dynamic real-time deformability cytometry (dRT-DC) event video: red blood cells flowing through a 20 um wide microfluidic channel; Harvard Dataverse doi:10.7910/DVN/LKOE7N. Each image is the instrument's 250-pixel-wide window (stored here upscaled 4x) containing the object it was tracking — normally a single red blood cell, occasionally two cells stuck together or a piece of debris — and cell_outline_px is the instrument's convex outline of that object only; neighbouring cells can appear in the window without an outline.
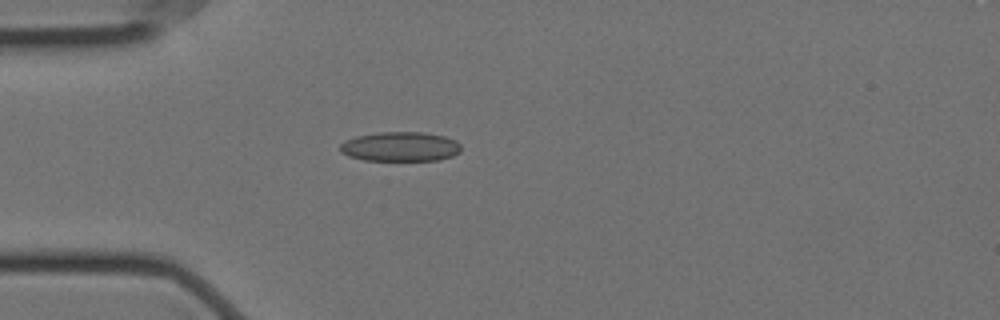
{"species": "Egyptian fruit bat (a non-hibernating species)", "species_latin": "Rousettus aegyptiacus", "temperature_condition": "cold", "stored_images_in_passage": 34, "camera_frame_rate_fps": 3000, "um_per_image_px": 0.085, "animal": {"sex": "female"}, "frame": {"image": 1, "passage_image": 1, "time_ms": 0.0, "image_size_px": [1000, 320], "cell_outline_px": [[460, 152], [452, 156], [440, 160], [364, 160], [348, 156], [340, 152], [340, 144], [344, 140], [356, 136], [380, 132], [424, 132], [444, 136], [456, 140], [460, 144]], "centroid_in_image_um": [34.02, 12.46], "position_along_channel_um": 51.0, "area_um2": 20.92}}
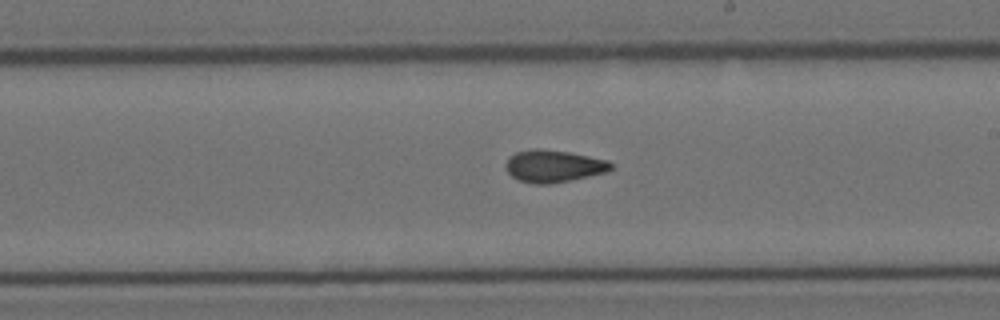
{"frame": {"image": 2, "passage_image": 18, "time_ms": 5.667, "image_size_px": [1000, 320], "cell_outline_px": [[612, 168], [608, 172], [548, 184], [532, 184], [516, 180], [504, 168], [504, 164], [508, 156], [516, 152], [532, 148], [540, 148], [568, 152], [608, 160], [612, 164]], "centroid_in_image_um": [46.99, 14.11], "position_along_channel_um": 242.0, "area_um2": 19.94}}
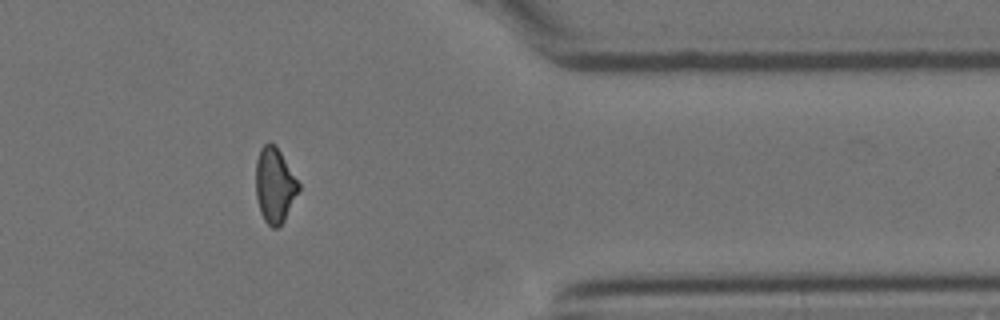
{"frame": {"image": 3, "passage_image": 32, "time_ms": 10.333, "image_size_px": [1000, 320], "cell_outline_px": [[300, 188], [284, 220], [276, 228], [272, 228], [264, 220], [260, 212], [256, 196], [256, 160], [260, 148], [268, 140], [276, 144], [300, 184]], "centroid_in_image_um": [23.33, 15.7], "position_along_channel_um": 388.1, "area_um2": 18.79}, "authors_computed_cell_mechanics": {"area_um2": 19.363, "velocity_mm_per_s": 3.531, "shape_relaxation_time_tau1_ms": null, "shape_relaxation_time_tau2_ms": 2.6645, "deformation_change_tau1": null, "deformation_change_tau2": 0.0911}}